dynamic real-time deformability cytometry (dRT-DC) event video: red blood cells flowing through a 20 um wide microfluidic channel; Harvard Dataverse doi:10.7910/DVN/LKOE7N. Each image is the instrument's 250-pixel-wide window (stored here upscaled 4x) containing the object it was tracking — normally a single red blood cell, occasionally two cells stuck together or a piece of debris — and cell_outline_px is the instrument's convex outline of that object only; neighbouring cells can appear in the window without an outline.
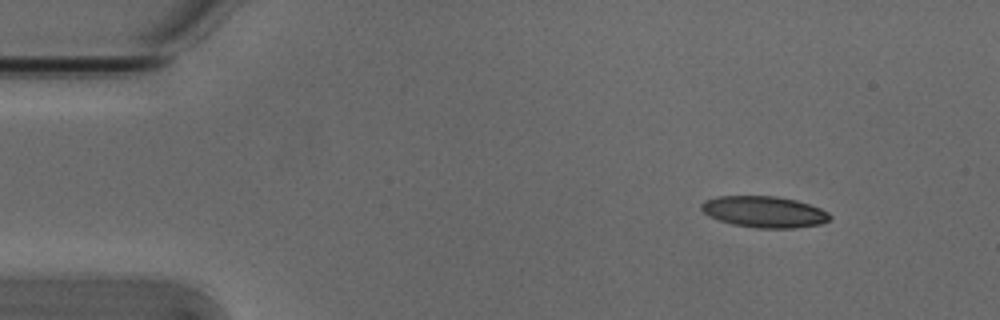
{"species": "Egyptian fruit bat (a non-hibernating species)", "species_latin": "Rousettus aegyptiacus", "temperature_condition": "cold", "stored_images_in_passage": 10, "camera_frame_rate_fps": 3000, "um_per_image_px": 0.085, "animal": {"sex": "male"}, "frame": {"image": 1, "passage_image": 1, "time_ms": 0.0, "image_size_px": [1000, 320], "cell_outline_px": [[832, 216], [828, 220], [820, 224], [792, 228], [756, 228], [732, 224], [708, 216], [700, 208], [700, 204], [704, 200], [716, 196], [776, 196], [796, 200], [820, 208], [828, 212]], "centroid_in_image_um": [64.93, 18.0], "position_along_channel_um": 20.1, "area_um2": 23.47}}